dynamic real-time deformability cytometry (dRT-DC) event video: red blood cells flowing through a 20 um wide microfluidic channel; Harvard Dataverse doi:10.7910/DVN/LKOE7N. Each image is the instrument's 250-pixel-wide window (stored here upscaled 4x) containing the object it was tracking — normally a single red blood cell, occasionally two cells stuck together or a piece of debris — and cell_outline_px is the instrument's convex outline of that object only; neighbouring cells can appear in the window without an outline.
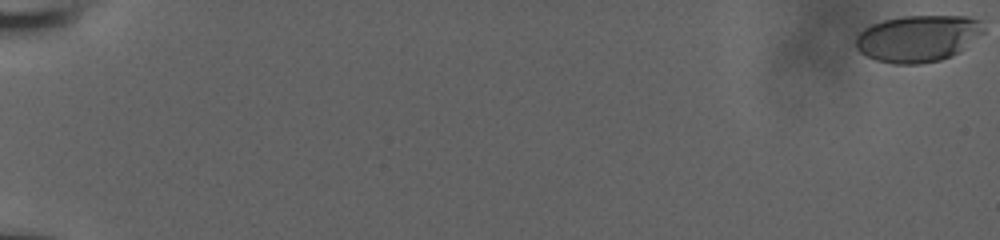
{"species": "human", "species_latin": "Homo sapiens", "temperature_condition": "room temperature", "stored_images_in_passage": 57, "camera_frame_rate_fps": 3000, "um_per_image_px": 0.085, "donor": {"sex": "male"}, "frame": {"image": 1, "passage_image": 1, "time_ms": 0.0, "image_size_px": [1000, 240], "cell_outline_px": [[984, 32], [960, 52], [952, 56], [940, 60], [920, 64], [896, 64], [876, 60], [860, 52], [856, 48], [856, 36], [864, 28], [872, 24], [884, 20], [904, 16], [968, 16], [980, 20], [984, 28]], "centroid_in_image_um": [78.04, 3.27], "position_along_channel_um": 7.0, "area_um2": 34.85}}
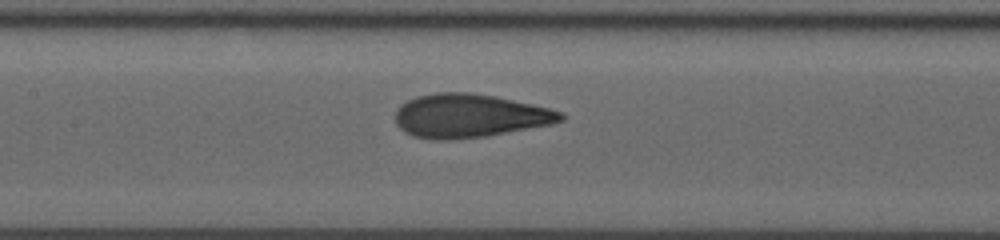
{"frame": {"image": 2, "passage_image": 31, "time_ms": 10.0, "image_size_px": [1000, 240], "cell_outline_px": [[564, 120], [552, 124], [484, 136], [448, 140], [432, 140], [412, 136], [404, 132], [396, 124], [396, 108], [400, 104], [416, 96], [436, 92], [468, 92], [496, 96], [532, 104], [564, 112]], "centroid_in_image_um": [39.88, 9.84], "position_along_channel_um": 167.5, "area_um2": 42.14}}
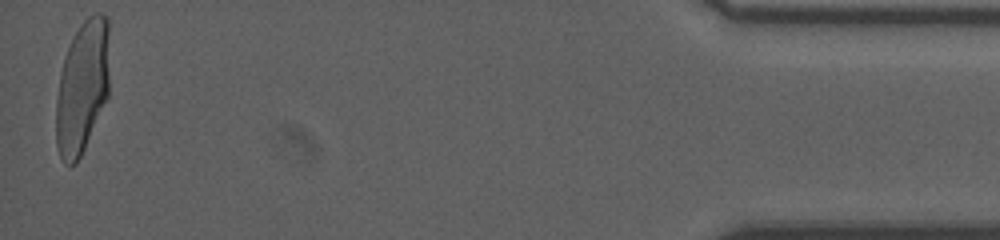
{"frame": {"image": 3, "passage_image": 57, "time_ms": 18.667, "image_size_px": [1000, 240], "cell_outline_px": [[108, 96], [84, 148], [76, 164], [68, 168], [64, 164], [60, 156], [56, 144], [56, 100], [60, 72], [72, 36], [80, 24], [88, 16], [96, 12], [100, 12], [108, 16]], "centroid_in_image_um": [6.98, 7.4], "position_along_channel_um": 428.2, "area_um2": 41.5}, "authors_computed_cell_mechanics": {"area_um2": 40.3444, "velocity_mm_per_s": 3.9281, "shape_relaxation_time_tau1_ms": 3.8343, "shape_relaxation_time_tau2_ms": null, "deformation_change_tau1": 0.1763, "deformation_change_tau2": null}}